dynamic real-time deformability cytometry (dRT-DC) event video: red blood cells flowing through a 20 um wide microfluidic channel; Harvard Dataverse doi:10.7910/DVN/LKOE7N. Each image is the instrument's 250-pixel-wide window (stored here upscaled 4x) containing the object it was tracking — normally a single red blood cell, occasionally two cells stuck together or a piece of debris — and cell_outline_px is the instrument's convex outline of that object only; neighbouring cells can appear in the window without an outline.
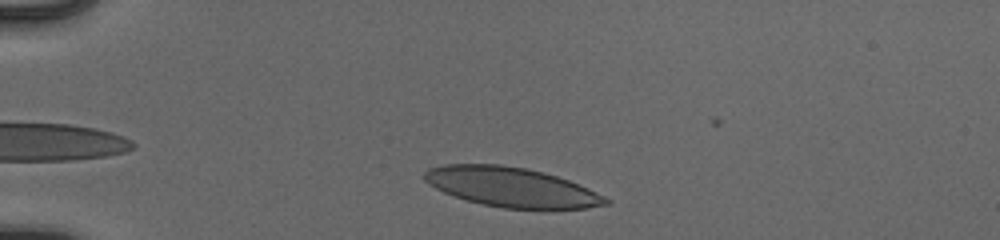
{"species": "human", "species_latin": "Homo sapiens", "temperature_condition": "cold", "stored_images_in_passage": 36, "camera_frame_rate_fps": 3000, "um_per_image_px": 0.085, "donor": {"sex": "male"}, "frame": {"image": 1, "passage_image": 3, "time_ms": 0.667, "image_size_px": [1000, 240], "cell_outline_px": [[612, 200], [608, 204], [584, 208], [504, 208], [480, 204], [444, 192], [428, 184], [424, 180], [424, 172], [428, 168], [444, 164], [500, 164], [524, 168], [544, 172], [568, 180], [588, 188]], "centroid_in_image_um": [43.44, 15.89], "position_along_channel_um": 41.6, "area_um2": 41.44}}
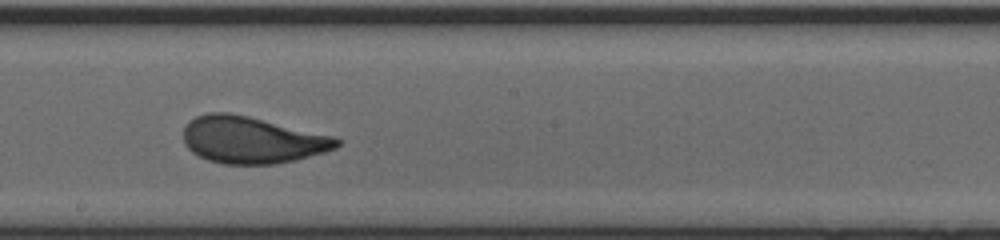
{"frame": {"image": 2, "passage_image": 21, "time_ms": 6.667, "image_size_px": [1000, 240], "cell_outline_px": [[340, 144], [336, 148], [324, 152], [296, 160], [276, 164], [224, 164], [208, 160], [192, 152], [184, 144], [184, 124], [188, 120], [196, 116], [208, 112], [228, 112], [248, 116], [332, 136], [340, 140]], "centroid_in_image_um": [21.37, 11.89], "position_along_channel_um": 226.8, "area_um2": 41.79}}
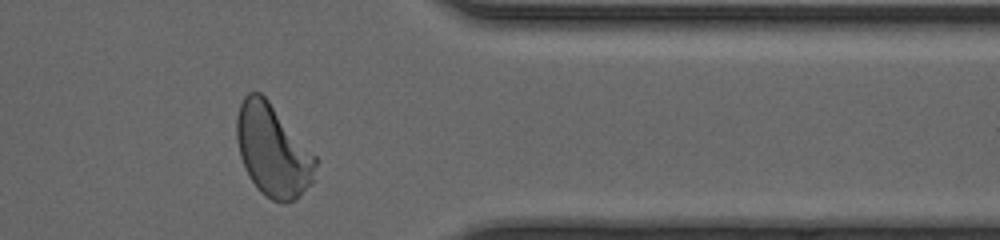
{"frame": {"image": 3, "passage_image": 34, "time_ms": 11.0, "image_size_px": [1000, 240], "cell_outline_px": [[316, 164], [312, 184], [296, 200], [284, 204], [280, 204], [272, 200], [260, 192], [256, 188], [248, 176], [240, 156], [236, 140], [236, 116], [240, 104], [244, 96], [248, 92], [260, 92], [268, 100], [316, 156]], "centroid_in_image_um": [23.17, 12.83], "position_along_channel_um": 388.2, "area_um2": 42.48}, "authors_computed_cell_mechanics": {"area_um2": 41.9339, "velocity_mm_per_s": 3.9072, "shape_relaxation_time_tau1_ms": 3.9443, "shape_relaxation_time_tau2_ms": null, "deformation_change_tau1": 0.1736, "deformation_change_tau2": null}}